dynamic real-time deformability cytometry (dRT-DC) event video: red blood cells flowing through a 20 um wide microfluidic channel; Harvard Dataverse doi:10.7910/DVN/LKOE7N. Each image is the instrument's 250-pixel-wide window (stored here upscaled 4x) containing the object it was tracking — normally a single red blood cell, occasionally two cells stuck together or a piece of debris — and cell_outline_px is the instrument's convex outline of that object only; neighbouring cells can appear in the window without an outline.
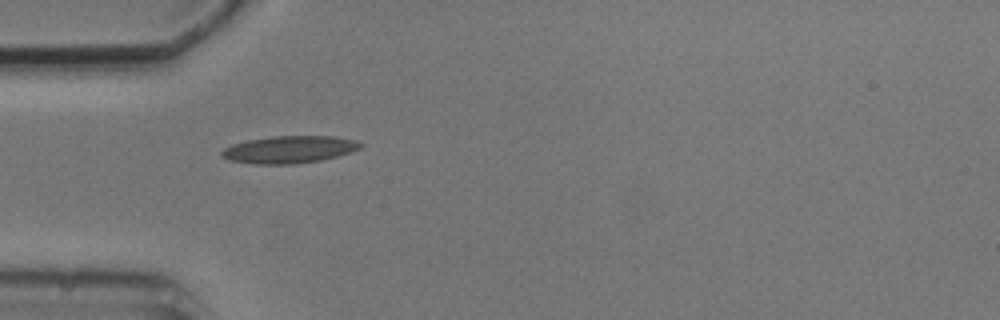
{"species": "common noctule bat (a hibernating species)", "species_latin": "Nyctalus noctula", "temperature_condition": "cold", "stored_images_in_passage": 11, "camera_frame_rate_fps": 3000, "um_per_image_px": 0.085, "animal": {"sex": "male", "body_mass_g": 20.5, "forearm_length_mm": 52.5}, "frame": {"image": 1, "passage_image": 1, "time_ms": 0.0, "image_size_px": [1000, 320], "cell_outline_px": [[364, 144], [360, 148], [336, 156], [320, 160], [292, 164], [252, 164], [228, 160], [220, 156], [220, 152], [224, 148], [232, 144], [248, 140], [272, 136], [332, 136], [356, 140]], "centroid_in_image_um": [24.53, 12.71], "position_along_channel_um": 60.5, "area_um2": 22.02}}
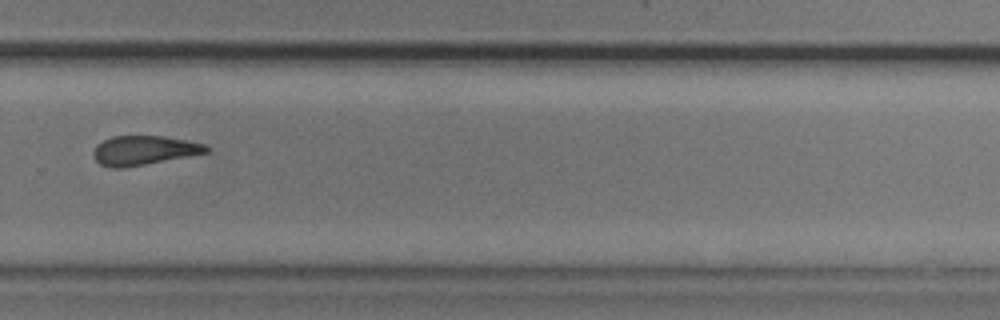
{"frame": {"image": 2, "passage_image": 7, "time_ms": 7.0, "image_size_px": [1000, 320], "cell_outline_px": [[212, 148], [208, 152], [188, 156], [144, 164], [120, 168], [112, 168], [100, 164], [96, 160], [92, 152], [96, 144], [112, 136], [164, 136], [204, 144]], "centroid_in_image_um": [12.21, 12.77], "position_along_channel_um": 317.6, "area_um2": 19.07}}
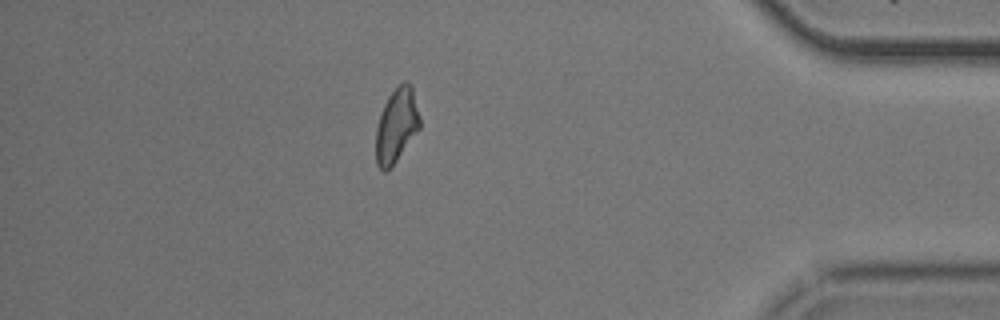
{"frame": {"image": 3, "passage_image": 10, "time_ms": 10.333, "image_size_px": [1000, 320], "cell_outline_px": [[420, 128], [396, 160], [384, 172], [376, 164], [376, 128], [384, 104], [388, 96], [404, 80], [408, 80], [412, 88], [420, 116]], "centroid_in_image_um": [33.7, 10.63], "position_along_channel_um": 401.5, "area_um2": 18.67}, "authors_computed_cell_mechanics": {"area_um2": 19.941, "velocity_mm_per_s": 3.7013, "shape_relaxation_time_tau1_ms": 2.8303, "shape_relaxation_time_tau2_ms": 2.1182, "deformation_change_tau1": 0.1122, "deformation_change_tau2": 0.0872}}